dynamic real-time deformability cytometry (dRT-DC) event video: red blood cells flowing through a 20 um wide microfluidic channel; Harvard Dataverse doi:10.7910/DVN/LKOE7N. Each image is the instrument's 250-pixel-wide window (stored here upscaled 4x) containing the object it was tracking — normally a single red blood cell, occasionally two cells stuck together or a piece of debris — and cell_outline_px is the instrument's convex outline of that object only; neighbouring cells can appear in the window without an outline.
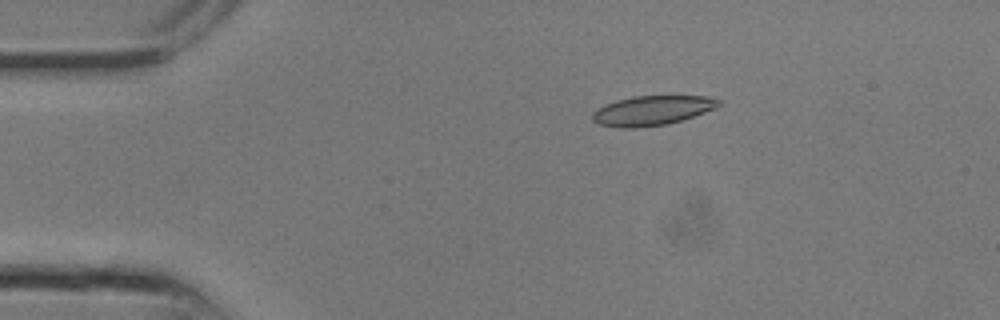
{"species": "common noctule bat (a hibernating species)", "species_latin": "Nyctalus noctula", "temperature_condition": "room temperature", "stored_images_in_passage": 15, "camera_frame_rate_fps": 3000, "um_per_image_px": 0.085, "animal": {"sex": "male", "body_mass_g": 13.3}, "frame": {"image": 1, "passage_image": 5, "time_ms": 1.333, "image_size_px": [1000, 320], "cell_outline_px": [[720, 104], [716, 108], [668, 124], [636, 128], [620, 128], [600, 124], [592, 120], [592, 112], [604, 104], [616, 100], [632, 96], [708, 96], [720, 100]], "centroid_in_image_um": [55.39, 9.39], "position_along_channel_um": 29.6, "area_um2": 21.73}}
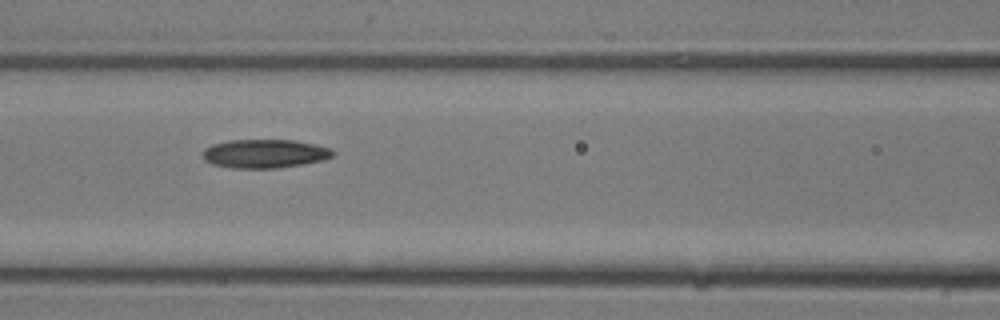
{"frame": {"image": 2, "passage_image": 11, "time_ms": 3.333, "image_size_px": [1000, 320], "cell_outline_px": [[336, 152], [332, 156], [324, 160], [304, 164], [280, 168], [232, 168], [212, 164], [204, 160], [204, 148], [212, 144], [228, 140], [296, 140], [316, 144], [332, 148]], "centroid_in_image_um": [22.54, 13.06], "position_along_channel_um": 144.1, "area_um2": 22.02}}
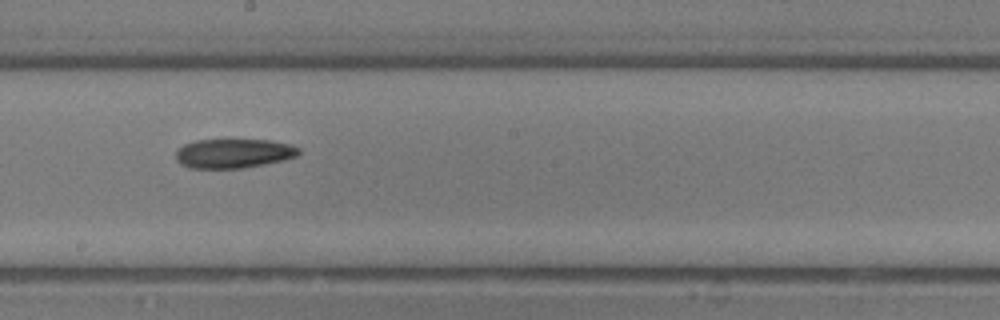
{"frame": {"image": 3, "passage_image": 14, "time_ms": 4.333, "image_size_px": [1000, 320], "cell_outline_px": [[300, 152], [296, 156], [284, 160], [244, 168], [188, 168], [180, 164], [176, 160], [176, 148], [184, 144], [196, 140], [272, 140], [292, 144], [300, 148]], "centroid_in_image_um": [19.85, 13.04], "position_along_channel_um": 228.4, "area_um2": 21.21}}